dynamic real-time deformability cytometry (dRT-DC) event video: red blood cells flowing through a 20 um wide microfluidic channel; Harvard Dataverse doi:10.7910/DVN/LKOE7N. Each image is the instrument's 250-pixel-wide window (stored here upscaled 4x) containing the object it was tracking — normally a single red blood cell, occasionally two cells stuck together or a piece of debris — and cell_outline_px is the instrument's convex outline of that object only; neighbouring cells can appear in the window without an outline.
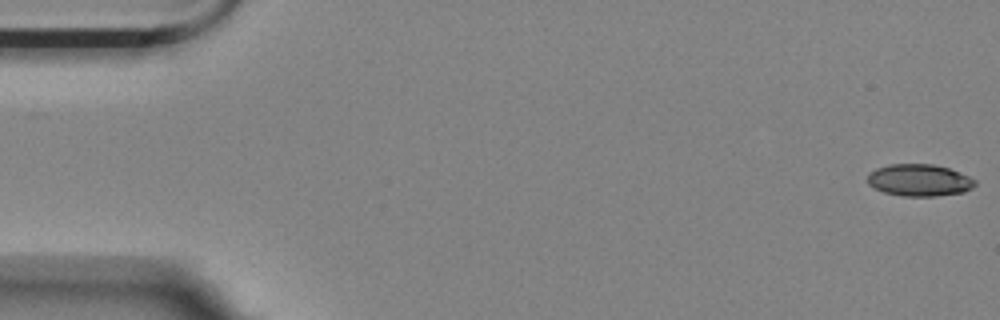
{"species": "Egyptian fruit bat (a non-hibernating species)", "species_latin": "Rousettus aegyptiacus", "temperature_condition": "room temperature", "stored_images_in_passage": 58, "camera_frame_rate_fps": 3000, "um_per_image_px": 0.085, "animal": {"sex": "female"}, "frame": {"image": 1, "passage_image": 1, "time_ms": 0.0, "image_size_px": [1000, 320], "cell_outline_px": [[976, 184], [972, 188], [964, 192], [936, 196], [904, 196], [884, 192], [868, 184], [868, 172], [876, 168], [888, 164], [932, 164], [948, 168], [968, 176], [976, 180]], "centroid_in_image_um": [78.13, 15.31], "position_along_channel_um": 6.9, "area_um2": 20.0}}
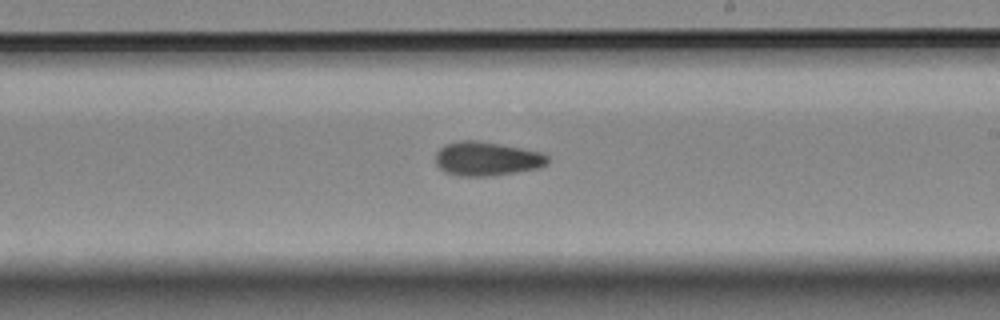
{"frame": {"image": 2, "passage_image": 33, "time_ms": 10.667, "image_size_px": [1000, 320], "cell_outline_px": [[548, 164], [540, 168], [492, 176], [460, 176], [444, 172], [436, 164], [436, 152], [444, 144], [456, 140], [476, 140], [500, 144], [540, 152], [548, 156]], "centroid_in_image_um": [41.35, 13.49], "position_along_channel_um": 247.6, "area_um2": 22.37}}
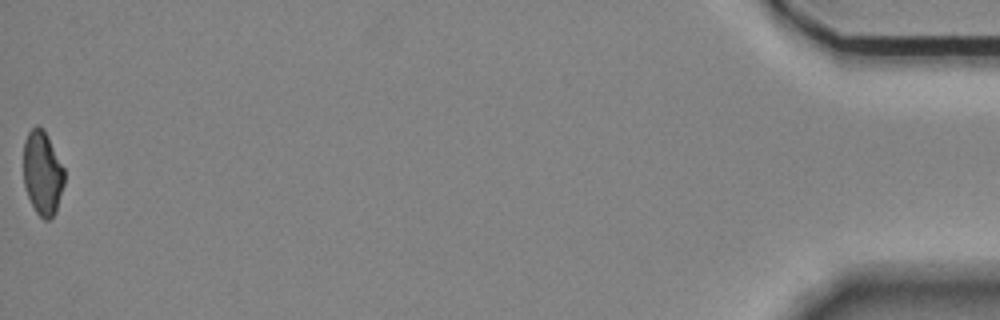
{"frame": {"image": 3, "passage_image": 57, "time_ms": 18.667, "image_size_px": [1000, 320], "cell_outline_px": [[64, 184], [56, 212], [48, 220], [44, 220], [36, 212], [28, 196], [24, 184], [24, 140], [28, 132], [36, 124], [44, 128], [64, 168]], "centroid_in_image_um": [3.61, 14.68], "position_along_channel_um": 431.6, "area_um2": 20.06}}